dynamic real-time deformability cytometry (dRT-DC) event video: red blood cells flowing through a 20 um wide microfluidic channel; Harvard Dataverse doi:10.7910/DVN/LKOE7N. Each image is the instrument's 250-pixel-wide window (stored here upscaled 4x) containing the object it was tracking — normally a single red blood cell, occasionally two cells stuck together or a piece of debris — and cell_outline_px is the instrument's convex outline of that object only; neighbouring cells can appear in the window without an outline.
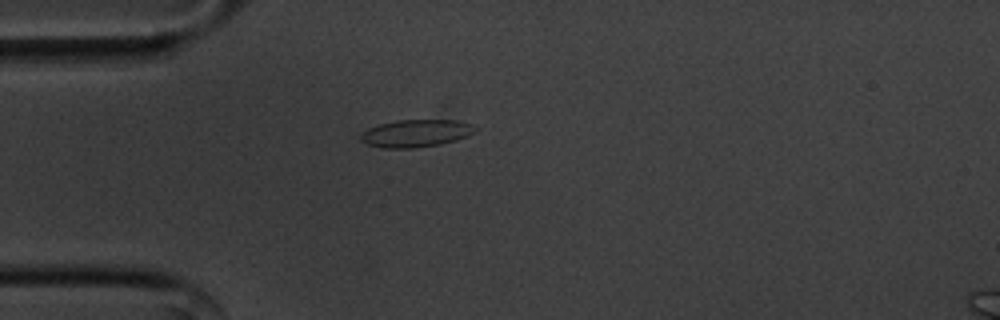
{"species": "common noctule bat (a hibernating species)", "species_latin": "Nyctalus noctula", "temperature_condition": "cold", "stored_images_in_passage": 42, "camera_frame_rate_fps": 3000, "um_per_image_px": 0.085, "animal": {"sex": "male", "body_mass_g": 20.1, "forearm_length_mm": 53.5}, "frame": {"image": 1, "passage_image": 1, "time_ms": 0.0, "image_size_px": [1000, 320], "cell_outline_px": [[476, 132], [468, 136], [456, 140], [440, 144], [416, 148], [384, 148], [368, 144], [360, 140], [360, 136], [368, 128], [380, 124], [396, 120], [456, 120], [472, 124], [476, 128]], "centroid_in_image_um": [35.38, 11.33], "position_along_channel_um": 49.6, "area_um2": 18.32}}
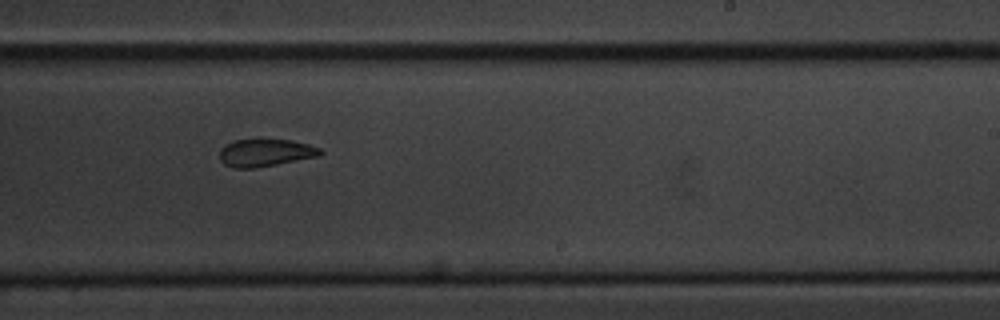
{"frame": {"image": 2, "passage_image": 20, "time_ms": 6.333, "image_size_px": [1000, 320], "cell_outline_px": [[324, 152], [320, 156], [276, 164], [252, 168], [232, 168], [224, 164], [220, 160], [220, 148], [224, 144], [232, 140], [292, 140], [308, 144], [320, 148]], "centroid_in_image_um": [22.54, 12.98], "position_along_channel_um": 266.5, "area_um2": 16.13}}
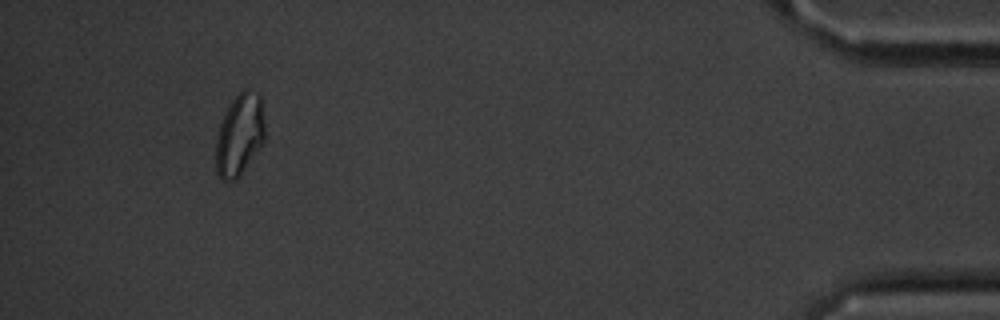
{"frame": {"image": 3, "passage_image": 38, "time_ms": 12.333, "image_size_px": [1000, 320], "cell_outline_px": [[264, 140], [240, 176], [236, 180], [220, 180], [216, 172], [216, 140], [220, 124], [232, 100], [244, 88], [248, 88], [260, 96], [264, 124]], "centroid_in_image_um": [20.35, 11.48], "position_along_channel_um": 414.9, "area_um2": 23.06}, "authors_computed_cell_mechanics": {"area_um2": 17.4845, "velocity_mm_per_s": 3.5767, "shape_relaxation_time_tau1_ms": 2.7753, "shape_relaxation_time_tau2_ms": 2.0932, "deformation_change_tau1": 0.0853, "deformation_change_tau2": 0.0781}}